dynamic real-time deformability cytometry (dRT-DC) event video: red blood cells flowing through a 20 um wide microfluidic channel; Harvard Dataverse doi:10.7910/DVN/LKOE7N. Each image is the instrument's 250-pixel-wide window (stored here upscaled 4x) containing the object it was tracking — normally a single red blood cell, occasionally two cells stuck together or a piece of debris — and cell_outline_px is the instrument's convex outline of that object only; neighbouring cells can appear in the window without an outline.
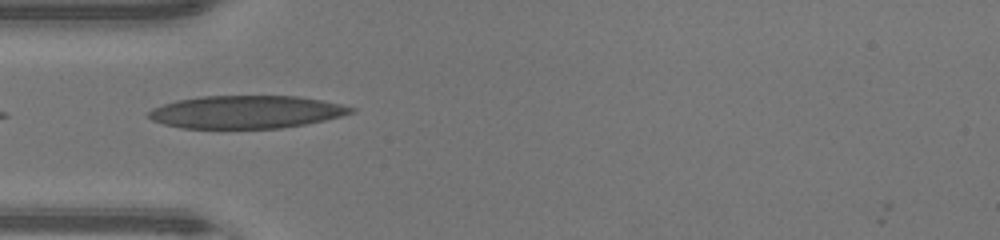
{"species": "human", "species_latin": "Homo sapiens", "temperature_condition": "warm", "stored_images_in_passage": 30, "camera_frame_rate_fps": 3000, "um_per_image_px": 0.085, "donor": {"sex": "male"}, "frame": {"image": 1, "passage_image": 1, "time_ms": 0.0, "image_size_px": [1000, 240], "cell_outline_px": [[356, 112], [324, 120], [304, 124], [280, 128], [180, 128], [164, 124], [152, 120], [148, 116], [148, 112], [152, 108], [176, 100], [200, 96], [300, 96], [324, 100], [356, 108]], "centroid_in_image_um": [20.93, 9.51], "position_along_channel_um": 64.1, "area_um2": 38.73}}
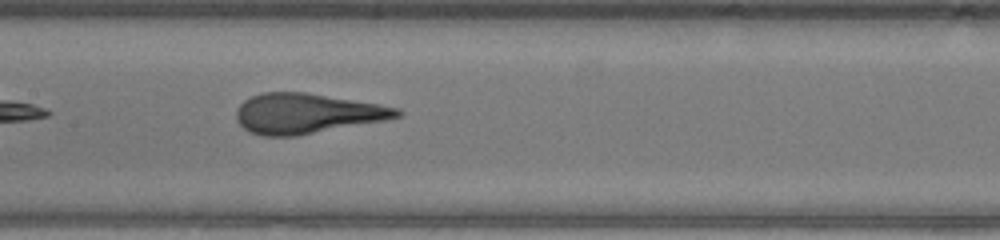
{"frame": {"image": 2, "passage_image": 9, "time_ms": 2.667, "image_size_px": [1000, 240], "cell_outline_px": [[404, 112], [400, 116], [388, 120], [296, 136], [264, 136], [248, 132], [236, 120], [236, 108], [244, 100], [260, 92], [304, 92], [380, 104], [400, 108]], "centroid_in_image_um": [26.09, 9.65], "position_along_channel_um": 181.3, "area_um2": 37.8}}
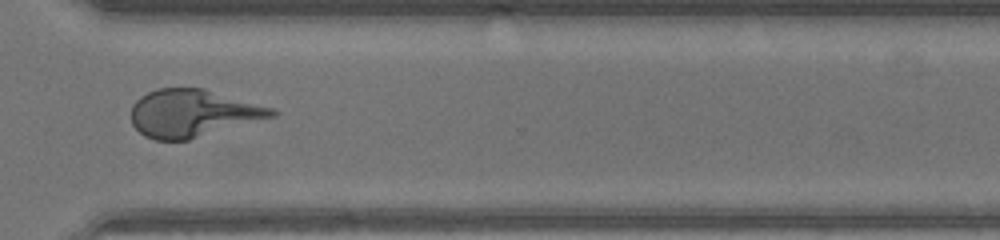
{"frame": {"image": 3, "passage_image": 21, "time_ms": 6.667, "image_size_px": [1000, 240], "cell_outline_px": [[280, 112], [276, 116], [188, 140], [156, 140], [144, 136], [132, 124], [132, 104], [140, 96], [156, 88], [204, 88], [276, 108]], "centroid_in_image_um": [16.42, 9.62], "position_along_channel_um": 354.2, "area_um2": 39.19}}